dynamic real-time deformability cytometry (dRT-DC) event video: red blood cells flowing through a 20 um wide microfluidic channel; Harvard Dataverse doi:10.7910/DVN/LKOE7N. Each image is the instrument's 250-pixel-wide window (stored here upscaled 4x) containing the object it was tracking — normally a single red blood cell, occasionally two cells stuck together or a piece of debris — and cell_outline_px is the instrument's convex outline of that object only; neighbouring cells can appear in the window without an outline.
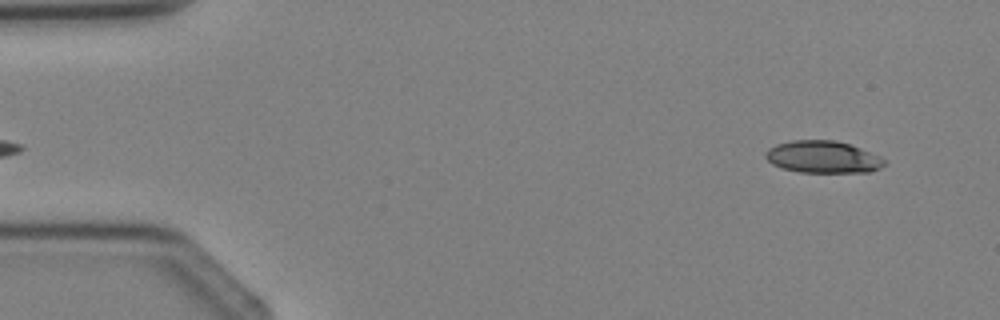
{"species": "Egyptian fruit bat (a non-hibernating species)", "species_latin": "Rousettus aegyptiacus", "temperature_condition": "cold", "stored_images_in_passage": 3, "segment_of_instrument_passage": [2, 2], "camera_frame_rate_fps": 3000, "um_per_image_px": 0.085, "animal": {"sex": "female"}, "frame": {"image": 1, "passage_image": 3, "time_ms": 2.333, "image_size_px": [1000, 320], "cell_outline_px": [[888, 164], [872, 172], [800, 172], [784, 168], [772, 164], [764, 156], [764, 152], [768, 148], [776, 144], [792, 140], [836, 140], [860, 148], [880, 156]], "centroid_in_image_um": [69.95, 13.34], "position_along_channel_um": 15.1, "area_um2": 22.31}}